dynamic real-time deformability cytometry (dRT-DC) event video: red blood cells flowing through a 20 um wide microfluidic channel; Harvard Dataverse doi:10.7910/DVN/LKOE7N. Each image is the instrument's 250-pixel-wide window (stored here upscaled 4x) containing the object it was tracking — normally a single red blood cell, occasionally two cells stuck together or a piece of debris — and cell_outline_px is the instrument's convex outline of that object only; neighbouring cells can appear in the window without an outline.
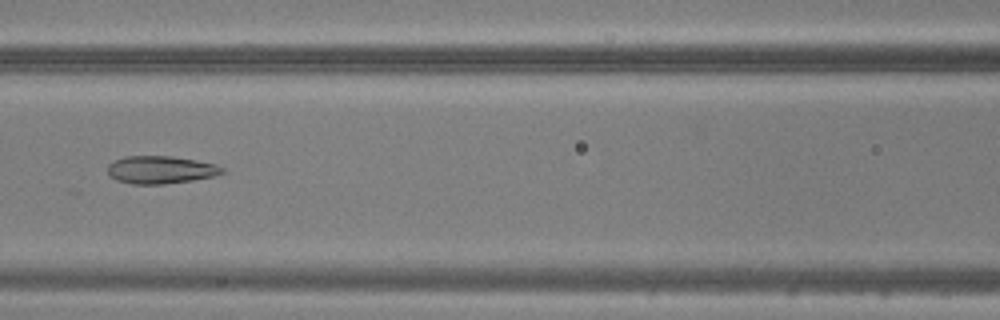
{"species": "common noctule bat (a hibernating species)", "species_latin": "Nyctalus noctula", "temperature_condition": "warm", "stored_images_in_passage": 41, "camera_frame_rate_fps": 3000, "um_per_image_px": 0.085, "animal": {"sex": "male", "body_mass_g": 20.5, "forearm_length_mm": 52.5}, "frame": {"image": 1, "passage_image": 23, "time_ms": 7.333, "image_size_px": [1000, 320], "cell_outline_px": [[224, 172], [212, 176], [192, 180], [164, 184], [132, 184], [116, 180], [108, 176], [108, 164], [124, 156], [172, 156], [196, 160], [216, 164], [224, 168]], "centroid_in_image_um": [13.63, 14.43], "position_along_channel_um": 153.0, "area_um2": 18.5}}
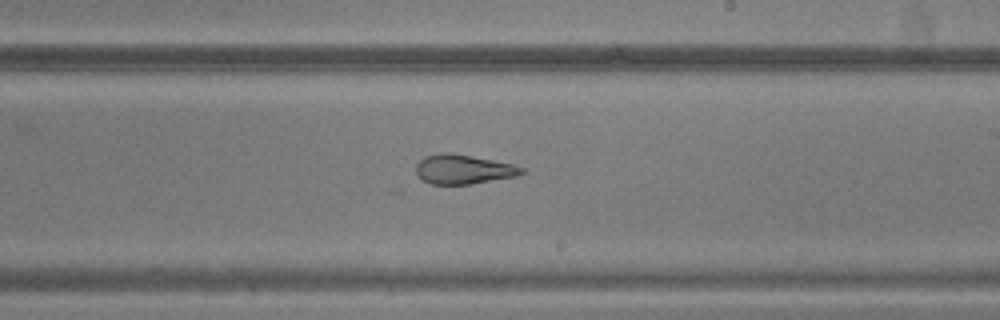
{"frame": {"image": 2, "passage_image": 30, "time_ms": 9.667, "image_size_px": [1000, 320], "cell_outline_px": [[524, 172], [516, 176], [472, 184], [432, 184], [424, 180], [416, 172], [416, 164], [424, 156], [440, 152], [448, 152], [472, 156], [512, 164], [524, 168]], "centroid_in_image_um": [39.37, 14.38], "position_along_channel_um": 249.6, "area_um2": 17.98}}
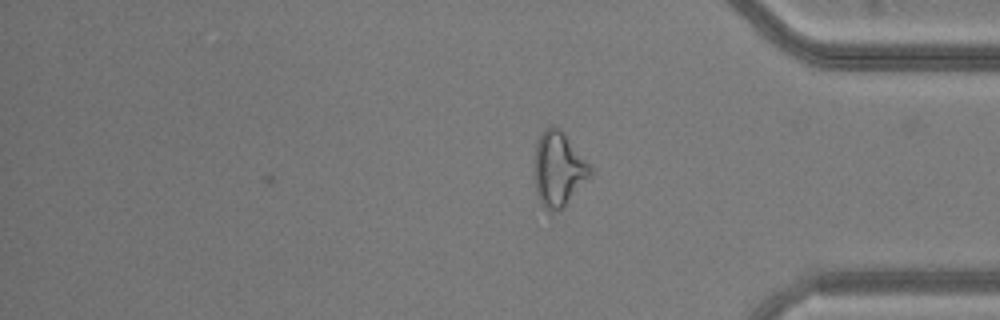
{"frame": {"image": 3, "passage_image": 41, "time_ms": 13.333, "image_size_px": [1000, 320], "cell_outline_px": [[592, 176], [564, 208], [552, 212], [548, 212], [540, 204], [536, 188], [532, 164], [536, 140], [544, 128], [552, 124], [564, 136], [592, 168]], "centroid_in_image_um": [47.42, 14.43], "position_along_channel_um": 387.8, "area_um2": 24.51}}